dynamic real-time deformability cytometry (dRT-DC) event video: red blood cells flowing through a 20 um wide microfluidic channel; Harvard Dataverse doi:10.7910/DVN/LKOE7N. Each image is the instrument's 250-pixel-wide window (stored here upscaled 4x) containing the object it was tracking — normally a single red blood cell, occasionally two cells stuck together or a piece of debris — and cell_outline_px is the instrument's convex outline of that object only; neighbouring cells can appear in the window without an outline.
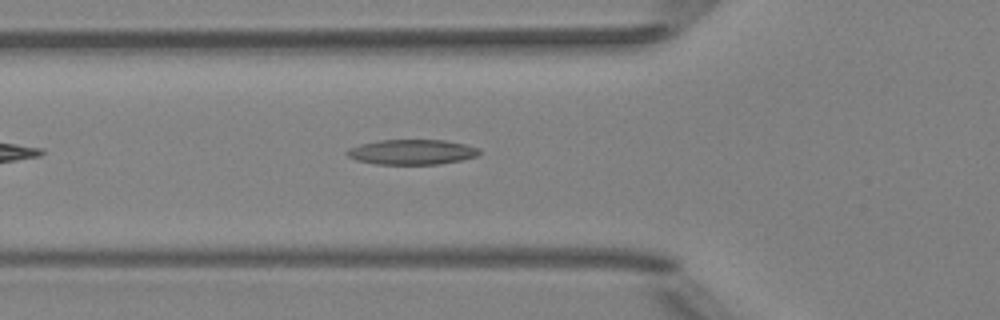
{"species": "Egyptian fruit bat (a non-hibernating species)", "species_latin": "Rousettus aegyptiacus", "temperature_condition": "room temperature", "stored_images_in_passage": 39, "camera_frame_rate_fps": 3000, "um_per_image_px": 0.085, "animal": {"sex": "female"}, "frame": {"image": 1, "passage_image": 6, "time_ms": 1.667, "image_size_px": [1000, 320], "cell_outline_px": [[480, 152], [476, 156], [460, 160], [440, 164], [376, 164], [356, 160], [348, 156], [344, 152], [348, 148], [360, 144], [380, 140], [444, 140], [464, 144], [480, 148]], "centroid_in_image_um": [34.98, 12.92], "position_along_channel_um": 90.8, "area_um2": 19.31}}
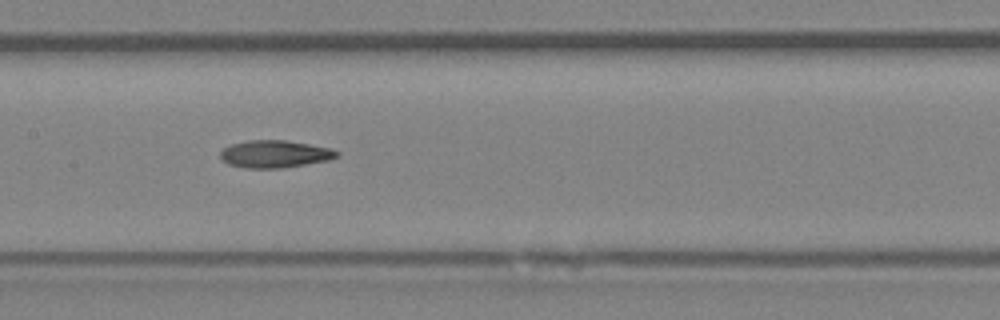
{"frame": {"image": 2, "passage_image": 13, "time_ms": 4.0, "image_size_px": [1000, 320], "cell_outline_px": [[340, 156], [328, 160], [280, 168], [244, 168], [228, 164], [220, 156], [220, 152], [224, 148], [232, 144], [248, 140], [284, 140], [332, 148], [340, 152]], "centroid_in_image_um": [23.38, 13.09], "position_along_channel_um": 184.0, "area_um2": 18.5}}
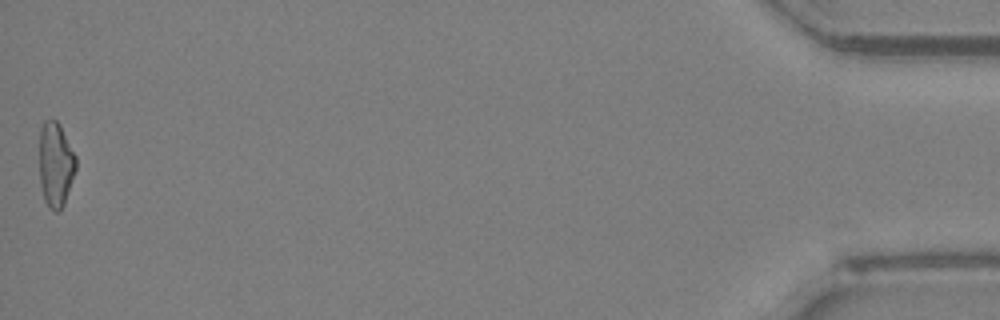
{"frame": {"image": 3, "passage_image": 39, "time_ms": 12.667, "image_size_px": [1000, 320], "cell_outline_px": [[76, 168], [64, 204], [60, 212], [52, 212], [48, 208], [44, 200], [40, 184], [40, 128], [44, 120], [56, 120], [60, 124], [76, 156]], "centroid_in_image_um": [4.72, 14.01], "position_along_channel_um": 430.5, "area_um2": 18.21}, "authors_computed_cell_mechanics": {"area_um2": 18.4382, "velocity_mm_per_s": 4.0082, "shape_relaxation_time_tau1_ms": 5.5572, "shape_relaxation_time_tau2_ms": 5.056, "deformation_change_tau1": 0.1657, "deformation_change_tau2": 0.1577}}